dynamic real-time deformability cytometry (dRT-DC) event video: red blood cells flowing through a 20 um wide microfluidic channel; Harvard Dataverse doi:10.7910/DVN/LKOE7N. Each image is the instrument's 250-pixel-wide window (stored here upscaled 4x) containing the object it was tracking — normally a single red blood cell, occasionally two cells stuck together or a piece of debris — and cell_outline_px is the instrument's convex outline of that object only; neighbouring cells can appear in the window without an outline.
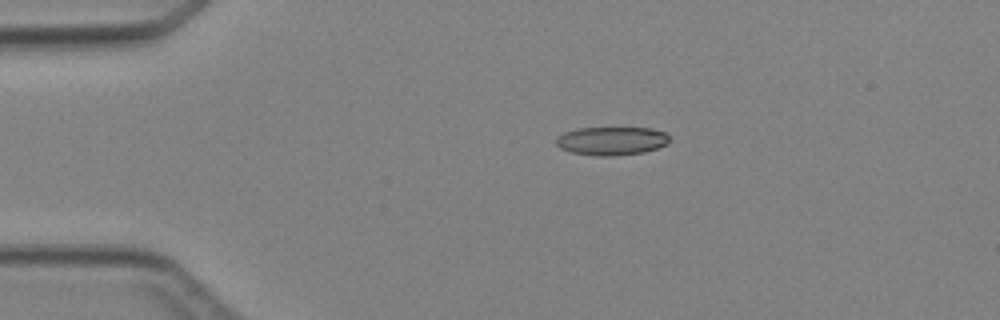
{"species": "Egyptian fruit bat (a non-hibernating species)", "species_latin": "Rousettus aegyptiacus", "temperature_condition": "cold", "stored_images_in_passage": 4, "camera_frame_rate_fps": 3000, "um_per_image_px": 0.085, "animal": {"sex": "female"}, "frame": {"image": 1, "passage_image": 3, "time_ms": 3.0, "image_size_px": [1000, 320], "cell_outline_px": [[668, 144], [644, 152], [612, 156], [596, 156], [572, 152], [560, 148], [556, 144], [556, 136], [564, 132], [580, 128], [652, 128], [664, 132], [668, 136]], "centroid_in_image_um": [51.96, 11.97], "position_along_channel_um": 33.0, "area_um2": 18.73}}